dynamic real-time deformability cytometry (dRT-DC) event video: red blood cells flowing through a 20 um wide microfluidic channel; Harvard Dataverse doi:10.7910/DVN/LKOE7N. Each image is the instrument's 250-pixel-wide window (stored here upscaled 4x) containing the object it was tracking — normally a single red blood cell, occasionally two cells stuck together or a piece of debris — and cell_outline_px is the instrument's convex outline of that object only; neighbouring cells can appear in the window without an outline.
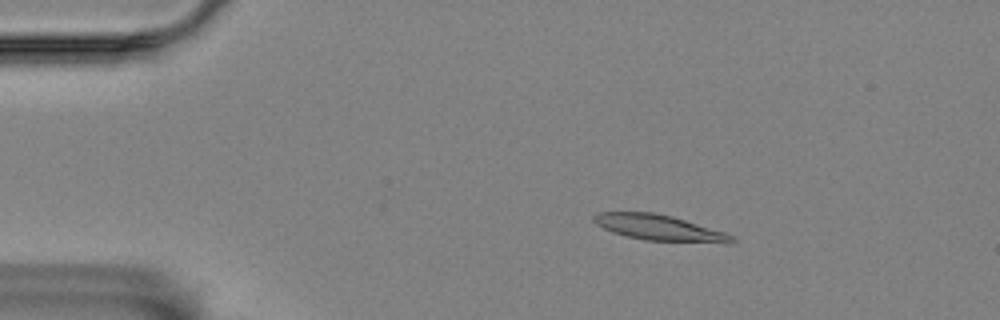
{"species": "Egyptian fruit bat (a non-hibernating species)", "species_latin": "Rousettus aegyptiacus", "temperature_condition": "room temperature", "stored_images_in_passage": 4, "camera_frame_rate_fps": 3000, "um_per_image_px": 0.085, "animal": {"sex": "female"}, "frame": {"image": 1, "passage_image": 2, "time_ms": 0.333, "image_size_px": [1000, 320], "cell_outline_px": [[736, 240], [732, 244], [728, 244], [644, 240], [612, 232], [596, 224], [592, 220], [592, 216], [600, 212], [652, 212], [672, 216], [724, 232], [736, 236]], "centroid_in_image_um": [56.1, 19.37], "position_along_channel_um": 28.9, "area_um2": 20.87}}